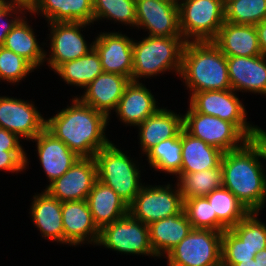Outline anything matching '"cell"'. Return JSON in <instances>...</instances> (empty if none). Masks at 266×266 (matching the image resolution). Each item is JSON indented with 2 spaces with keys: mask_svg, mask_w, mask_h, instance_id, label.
<instances>
[{
  "mask_svg": "<svg viewBox=\"0 0 266 266\" xmlns=\"http://www.w3.org/2000/svg\"><path fill=\"white\" fill-rule=\"evenodd\" d=\"M72 97L70 105L46 117L45 128L79 157L94 158L100 149L112 142L106 136L109 117L85 105L76 96Z\"/></svg>",
  "mask_w": 266,
  "mask_h": 266,
  "instance_id": "cell-1",
  "label": "cell"
},
{
  "mask_svg": "<svg viewBox=\"0 0 266 266\" xmlns=\"http://www.w3.org/2000/svg\"><path fill=\"white\" fill-rule=\"evenodd\" d=\"M263 163L261 152L252 140L222 156L223 187L233 193L248 212L261 213L266 206V167Z\"/></svg>",
  "mask_w": 266,
  "mask_h": 266,
  "instance_id": "cell-2",
  "label": "cell"
},
{
  "mask_svg": "<svg viewBox=\"0 0 266 266\" xmlns=\"http://www.w3.org/2000/svg\"><path fill=\"white\" fill-rule=\"evenodd\" d=\"M179 77L189 97L199 91L232 89L227 57L212 41L186 42Z\"/></svg>",
  "mask_w": 266,
  "mask_h": 266,
  "instance_id": "cell-3",
  "label": "cell"
},
{
  "mask_svg": "<svg viewBox=\"0 0 266 266\" xmlns=\"http://www.w3.org/2000/svg\"><path fill=\"white\" fill-rule=\"evenodd\" d=\"M182 36H143L133 39V71L131 81L142 82L166 72L180 75L182 55L186 44Z\"/></svg>",
  "mask_w": 266,
  "mask_h": 266,
  "instance_id": "cell-4",
  "label": "cell"
},
{
  "mask_svg": "<svg viewBox=\"0 0 266 266\" xmlns=\"http://www.w3.org/2000/svg\"><path fill=\"white\" fill-rule=\"evenodd\" d=\"M111 142L100 149L94 159L97 166V180L112 188L128 205L141 190V163L127 155L128 152ZM125 152V153H124ZM140 163V164H139Z\"/></svg>",
  "mask_w": 266,
  "mask_h": 266,
  "instance_id": "cell-5",
  "label": "cell"
},
{
  "mask_svg": "<svg viewBox=\"0 0 266 266\" xmlns=\"http://www.w3.org/2000/svg\"><path fill=\"white\" fill-rule=\"evenodd\" d=\"M179 28L188 41H212L225 22L224 0H181Z\"/></svg>",
  "mask_w": 266,
  "mask_h": 266,
  "instance_id": "cell-6",
  "label": "cell"
},
{
  "mask_svg": "<svg viewBox=\"0 0 266 266\" xmlns=\"http://www.w3.org/2000/svg\"><path fill=\"white\" fill-rule=\"evenodd\" d=\"M146 184L142 186L135 199L128 205V213L133 218L149 225L152 222L183 212L184 200L177 183Z\"/></svg>",
  "mask_w": 266,
  "mask_h": 266,
  "instance_id": "cell-7",
  "label": "cell"
},
{
  "mask_svg": "<svg viewBox=\"0 0 266 266\" xmlns=\"http://www.w3.org/2000/svg\"><path fill=\"white\" fill-rule=\"evenodd\" d=\"M222 233L192 229L164 258L167 266H218L222 264Z\"/></svg>",
  "mask_w": 266,
  "mask_h": 266,
  "instance_id": "cell-8",
  "label": "cell"
},
{
  "mask_svg": "<svg viewBox=\"0 0 266 266\" xmlns=\"http://www.w3.org/2000/svg\"><path fill=\"white\" fill-rule=\"evenodd\" d=\"M96 246L104 247L119 254L139 255L158 258L151 247L149 226L133 218L129 213L100 230Z\"/></svg>",
  "mask_w": 266,
  "mask_h": 266,
  "instance_id": "cell-9",
  "label": "cell"
},
{
  "mask_svg": "<svg viewBox=\"0 0 266 266\" xmlns=\"http://www.w3.org/2000/svg\"><path fill=\"white\" fill-rule=\"evenodd\" d=\"M189 105L196 111L205 115H212L233 123L249 140L255 126L248 120L247 109L243 98L232 89L209 90L193 93L188 97Z\"/></svg>",
  "mask_w": 266,
  "mask_h": 266,
  "instance_id": "cell-10",
  "label": "cell"
},
{
  "mask_svg": "<svg viewBox=\"0 0 266 266\" xmlns=\"http://www.w3.org/2000/svg\"><path fill=\"white\" fill-rule=\"evenodd\" d=\"M183 114V129L195 138L225 152L242 147L249 139L233 124L196 112L189 104Z\"/></svg>",
  "mask_w": 266,
  "mask_h": 266,
  "instance_id": "cell-11",
  "label": "cell"
},
{
  "mask_svg": "<svg viewBox=\"0 0 266 266\" xmlns=\"http://www.w3.org/2000/svg\"><path fill=\"white\" fill-rule=\"evenodd\" d=\"M48 32L45 44L48 50L45 51V63L50 70L54 71L64 62L75 60L86 55L93 49V41L88 43L83 31L91 24L82 22H54L47 23ZM82 29V30H81ZM84 29V30H83ZM82 32V33H81Z\"/></svg>",
  "mask_w": 266,
  "mask_h": 266,
  "instance_id": "cell-12",
  "label": "cell"
},
{
  "mask_svg": "<svg viewBox=\"0 0 266 266\" xmlns=\"http://www.w3.org/2000/svg\"><path fill=\"white\" fill-rule=\"evenodd\" d=\"M46 118L34 101L0 95V127L23 141H32L44 128Z\"/></svg>",
  "mask_w": 266,
  "mask_h": 266,
  "instance_id": "cell-13",
  "label": "cell"
},
{
  "mask_svg": "<svg viewBox=\"0 0 266 266\" xmlns=\"http://www.w3.org/2000/svg\"><path fill=\"white\" fill-rule=\"evenodd\" d=\"M136 29L149 36H182L179 28V7L168 0H135Z\"/></svg>",
  "mask_w": 266,
  "mask_h": 266,
  "instance_id": "cell-14",
  "label": "cell"
},
{
  "mask_svg": "<svg viewBox=\"0 0 266 266\" xmlns=\"http://www.w3.org/2000/svg\"><path fill=\"white\" fill-rule=\"evenodd\" d=\"M96 180L95 159L80 158L60 178L46 184L44 190L60 202L86 200Z\"/></svg>",
  "mask_w": 266,
  "mask_h": 266,
  "instance_id": "cell-15",
  "label": "cell"
},
{
  "mask_svg": "<svg viewBox=\"0 0 266 266\" xmlns=\"http://www.w3.org/2000/svg\"><path fill=\"white\" fill-rule=\"evenodd\" d=\"M123 32H99L93 48L99 55L103 72L117 73L131 80L133 71V39Z\"/></svg>",
  "mask_w": 266,
  "mask_h": 266,
  "instance_id": "cell-16",
  "label": "cell"
},
{
  "mask_svg": "<svg viewBox=\"0 0 266 266\" xmlns=\"http://www.w3.org/2000/svg\"><path fill=\"white\" fill-rule=\"evenodd\" d=\"M64 245H97L100 230L95 225L86 200L62 202Z\"/></svg>",
  "mask_w": 266,
  "mask_h": 266,
  "instance_id": "cell-17",
  "label": "cell"
},
{
  "mask_svg": "<svg viewBox=\"0 0 266 266\" xmlns=\"http://www.w3.org/2000/svg\"><path fill=\"white\" fill-rule=\"evenodd\" d=\"M130 79L117 73L103 72L84 88L82 95L76 97L85 105L103 112L111 120Z\"/></svg>",
  "mask_w": 266,
  "mask_h": 266,
  "instance_id": "cell-18",
  "label": "cell"
},
{
  "mask_svg": "<svg viewBox=\"0 0 266 266\" xmlns=\"http://www.w3.org/2000/svg\"><path fill=\"white\" fill-rule=\"evenodd\" d=\"M36 146L37 159L46 174L47 180L52 183L60 178L81 157L60 139L56 138L44 128L33 140Z\"/></svg>",
  "mask_w": 266,
  "mask_h": 266,
  "instance_id": "cell-19",
  "label": "cell"
},
{
  "mask_svg": "<svg viewBox=\"0 0 266 266\" xmlns=\"http://www.w3.org/2000/svg\"><path fill=\"white\" fill-rule=\"evenodd\" d=\"M154 96L142 82L130 81L113 114L115 112L118 121L125 127L132 126L136 129L147 117L161 108Z\"/></svg>",
  "mask_w": 266,
  "mask_h": 266,
  "instance_id": "cell-20",
  "label": "cell"
},
{
  "mask_svg": "<svg viewBox=\"0 0 266 266\" xmlns=\"http://www.w3.org/2000/svg\"><path fill=\"white\" fill-rule=\"evenodd\" d=\"M227 67L232 90L266 96V56L227 57Z\"/></svg>",
  "mask_w": 266,
  "mask_h": 266,
  "instance_id": "cell-21",
  "label": "cell"
},
{
  "mask_svg": "<svg viewBox=\"0 0 266 266\" xmlns=\"http://www.w3.org/2000/svg\"><path fill=\"white\" fill-rule=\"evenodd\" d=\"M34 194L29 209L33 226L44 240L63 245L62 202L50 196L44 189L41 193Z\"/></svg>",
  "mask_w": 266,
  "mask_h": 266,
  "instance_id": "cell-22",
  "label": "cell"
},
{
  "mask_svg": "<svg viewBox=\"0 0 266 266\" xmlns=\"http://www.w3.org/2000/svg\"><path fill=\"white\" fill-rule=\"evenodd\" d=\"M167 108V106H161L153 115L147 117L136 127L142 156L160 141L180 135L183 129V115Z\"/></svg>",
  "mask_w": 266,
  "mask_h": 266,
  "instance_id": "cell-23",
  "label": "cell"
},
{
  "mask_svg": "<svg viewBox=\"0 0 266 266\" xmlns=\"http://www.w3.org/2000/svg\"><path fill=\"white\" fill-rule=\"evenodd\" d=\"M212 42L226 57L262 55L254 25L225 21Z\"/></svg>",
  "mask_w": 266,
  "mask_h": 266,
  "instance_id": "cell-24",
  "label": "cell"
},
{
  "mask_svg": "<svg viewBox=\"0 0 266 266\" xmlns=\"http://www.w3.org/2000/svg\"><path fill=\"white\" fill-rule=\"evenodd\" d=\"M86 201L99 230L128 214V204L99 180L94 183Z\"/></svg>",
  "mask_w": 266,
  "mask_h": 266,
  "instance_id": "cell-25",
  "label": "cell"
},
{
  "mask_svg": "<svg viewBox=\"0 0 266 266\" xmlns=\"http://www.w3.org/2000/svg\"><path fill=\"white\" fill-rule=\"evenodd\" d=\"M40 15L47 23L82 22L94 24L93 0H39L28 17Z\"/></svg>",
  "mask_w": 266,
  "mask_h": 266,
  "instance_id": "cell-26",
  "label": "cell"
},
{
  "mask_svg": "<svg viewBox=\"0 0 266 266\" xmlns=\"http://www.w3.org/2000/svg\"><path fill=\"white\" fill-rule=\"evenodd\" d=\"M149 226L150 244L161 259L193 229L185 212L152 222Z\"/></svg>",
  "mask_w": 266,
  "mask_h": 266,
  "instance_id": "cell-27",
  "label": "cell"
},
{
  "mask_svg": "<svg viewBox=\"0 0 266 266\" xmlns=\"http://www.w3.org/2000/svg\"><path fill=\"white\" fill-rule=\"evenodd\" d=\"M29 15L25 14L8 33L3 47L13 51L27 60L35 69L45 64V41L37 40L32 25L29 24ZM43 46V47H42Z\"/></svg>",
  "mask_w": 266,
  "mask_h": 266,
  "instance_id": "cell-28",
  "label": "cell"
},
{
  "mask_svg": "<svg viewBox=\"0 0 266 266\" xmlns=\"http://www.w3.org/2000/svg\"><path fill=\"white\" fill-rule=\"evenodd\" d=\"M223 151L195 138L182 129V164L180 173L219 168Z\"/></svg>",
  "mask_w": 266,
  "mask_h": 266,
  "instance_id": "cell-29",
  "label": "cell"
},
{
  "mask_svg": "<svg viewBox=\"0 0 266 266\" xmlns=\"http://www.w3.org/2000/svg\"><path fill=\"white\" fill-rule=\"evenodd\" d=\"M54 73L68 86L84 89L98 75L103 73L100 58L96 50L91 49L86 55L59 65Z\"/></svg>",
  "mask_w": 266,
  "mask_h": 266,
  "instance_id": "cell-30",
  "label": "cell"
},
{
  "mask_svg": "<svg viewBox=\"0 0 266 266\" xmlns=\"http://www.w3.org/2000/svg\"><path fill=\"white\" fill-rule=\"evenodd\" d=\"M216 214V231L224 232L234 227L249 212L236 196L224 187L213 190L205 196Z\"/></svg>",
  "mask_w": 266,
  "mask_h": 266,
  "instance_id": "cell-31",
  "label": "cell"
},
{
  "mask_svg": "<svg viewBox=\"0 0 266 266\" xmlns=\"http://www.w3.org/2000/svg\"><path fill=\"white\" fill-rule=\"evenodd\" d=\"M182 130L175 138L162 140L151 148L144 156L147 164L156 172L177 176L182 164Z\"/></svg>",
  "mask_w": 266,
  "mask_h": 266,
  "instance_id": "cell-32",
  "label": "cell"
},
{
  "mask_svg": "<svg viewBox=\"0 0 266 266\" xmlns=\"http://www.w3.org/2000/svg\"><path fill=\"white\" fill-rule=\"evenodd\" d=\"M175 178L183 200L205 197L213 190L223 187L221 166L198 172L179 173Z\"/></svg>",
  "mask_w": 266,
  "mask_h": 266,
  "instance_id": "cell-33",
  "label": "cell"
},
{
  "mask_svg": "<svg viewBox=\"0 0 266 266\" xmlns=\"http://www.w3.org/2000/svg\"><path fill=\"white\" fill-rule=\"evenodd\" d=\"M93 12L95 24L96 21L109 20L136 29L135 0H93Z\"/></svg>",
  "mask_w": 266,
  "mask_h": 266,
  "instance_id": "cell-34",
  "label": "cell"
},
{
  "mask_svg": "<svg viewBox=\"0 0 266 266\" xmlns=\"http://www.w3.org/2000/svg\"><path fill=\"white\" fill-rule=\"evenodd\" d=\"M225 21L256 25L266 19V0H224Z\"/></svg>",
  "mask_w": 266,
  "mask_h": 266,
  "instance_id": "cell-35",
  "label": "cell"
},
{
  "mask_svg": "<svg viewBox=\"0 0 266 266\" xmlns=\"http://www.w3.org/2000/svg\"><path fill=\"white\" fill-rule=\"evenodd\" d=\"M259 212H249L231 230L257 254L266 248V223Z\"/></svg>",
  "mask_w": 266,
  "mask_h": 266,
  "instance_id": "cell-36",
  "label": "cell"
},
{
  "mask_svg": "<svg viewBox=\"0 0 266 266\" xmlns=\"http://www.w3.org/2000/svg\"><path fill=\"white\" fill-rule=\"evenodd\" d=\"M34 70L36 69L23 57L0 46V82L19 85Z\"/></svg>",
  "mask_w": 266,
  "mask_h": 266,
  "instance_id": "cell-37",
  "label": "cell"
},
{
  "mask_svg": "<svg viewBox=\"0 0 266 266\" xmlns=\"http://www.w3.org/2000/svg\"><path fill=\"white\" fill-rule=\"evenodd\" d=\"M183 211L193 229L216 231V214L206 197L184 199Z\"/></svg>",
  "mask_w": 266,
  "mask_h": 266,
  "instance_id": "cell-38",
  "label": "cell"
},
{
  "mask_svg": "<svg viewBox=\"0 0 266 266\" xmlns=\"http://www.w3.org/2000/svg\"><path fill=\"white\" fill-rule=\"evenodd\" d=\"M221 256L223 266H234L237 263L251 261L256 253L231 229H227L222 233Z\"/></svg>",
  "mask_w": 266,
  "mask_h": 266,
  "instance_id": "cell-39",
  "label": "cell"
},
{
  "mask_svg": "<svg viewBox=\"0 0 266 266\" xmlns=\"http://www.w3.org/2000/svg\"><path fill=\"white\" fill-rule=\"evenodd\" d=\"M28 160L30 158L28 159L26 151L0 150V171L22 174L29 168Z\"/></svg>",
  "mask_w": 266,
  "mask_h": 266,
  "instance_id": "cell-40",
  "label": "cell"
},
{
  "mask_svg": "<svg viewBox=\"0 0 266 266\" xmlns=\"http://www.w3.org/2000/svg\"><path fill=\"white\" fill-rule=\"evenodd\" d=\"M25 14L22 9L7 5L0 10V46L3 45L8 33Z\"/></svg>",
  "mask_w": 266,
  "mask_h": 266,
  "instance_id": "cell-41",
  "label": "cell"
},
{
  "mask_svg": "<svg viewBox=\"0 0 266 266\" xmlns=\"http://www.w3.org/2000/svg\"><path fill=\"white\" fill-rule=\"evenodd\" d=\"M21 142L22 139L16 134L0 127V150L26 151Z\"/></svg>",
  "mask_w": 266,
  "mask_h": 266,
  "instance_id": "cell-42",
  "label": "cell"
},
{
  "mask_svg": "<svg viewBox=\"0 0 266 266\" xmlns=\"http://www.w3.org/2000/svg\"><path fill=\"white\" fill-rule=\"evenodd\" d=\"M251 140L259 148L263 162H266V130L262 129L258 125L255 126V130L252 134ZM266 166V164L264 165Z\"/></svg>",
  "mask_w": 266,
  "mask_h": 266,
  "instance_id": "cell-43",
  "label": "cell"
},
{
  "mask_svg": "<svg viewBox=\"0 0 266 266\" xmlns=\"http://www.w3.org/2000/svg\"><path fill=\"white\" fill-rule=\"evenodd\" d=\"M39 0H4L5 5L22 9L26 14H32Z\"/></svg>",
  "mask_w": 266,
  "mask_h": 266,
  "instance_id": "cell-44",
  "label": "cell"
},
{
  "mask_svg": "<svg viewBox=\"0 0 266 266\" xmlns=\"http://www.w3.org/2000/svg\"><path fill=\"white\" fill-rule=\"evenodd\" d=\"M262 55L266 56V19L255 25Z\"/></svg>",
  "mask_w": 266,
  "mask_h": 266,
  "instance_id": "cell-45",
  "label": "cell"
},
{
  "mask_svg": "<svg viewBox=\"0 0 266 266\" xmlns=\"http://www.w3.org/2000/svg\"><path fill=\"white\" fill-rule=\"evenodd\" d=\"M254 260L258 261V266H266V248L258 252Z\"/></svg>",
  "mask_w": 266,
  "mask_h": 266,
  "instance_id": "cell-46",
  "label": "cell"
},
{
  "mask_svg": "<svg viewBox=\"0 0 266 266\" xmlns=\"http://www.w3.org/2000/svg\"><path fill=\"white\" fill-rule=\"evenodd\" d=\"M234 266H258V261L251 259V261L237 263Z\"/></svg>",
  "mask_w": 266,
  "mask_h": 266,
  "instance_id": "cell-47",
  "label": "cell"
},
{
  "mask_svg": "<svg viewBox=\"0 0 266 266\" xmlns=\"http://www.w3.org/2000/svg\"><path fill=\"white\" fill-rule=\"evenodd\" d=\"M5 3L4 0H0V10L3 9L5 7Z\"/></svg>",
  "mask_w": 266,
  "mask_h": 266,
  "instance_id": "cell-48",
  "label": "cell"
},
{
  "mask_svg": "<svg viewBox=\"0 0 266 266\" xmlns=\"http://www.w3.org/2000/svg\"><path fill=\"white\" fill-rule=\"evenodd\" d=\"M168 1H171V2H173L175 4H178L181 0H168Z\"/></svg>",
  "mask_w": 266,
  "mask_h": 266,
  "instance_id": "cell-49",
  "label": "cell"
}]
</instances>
